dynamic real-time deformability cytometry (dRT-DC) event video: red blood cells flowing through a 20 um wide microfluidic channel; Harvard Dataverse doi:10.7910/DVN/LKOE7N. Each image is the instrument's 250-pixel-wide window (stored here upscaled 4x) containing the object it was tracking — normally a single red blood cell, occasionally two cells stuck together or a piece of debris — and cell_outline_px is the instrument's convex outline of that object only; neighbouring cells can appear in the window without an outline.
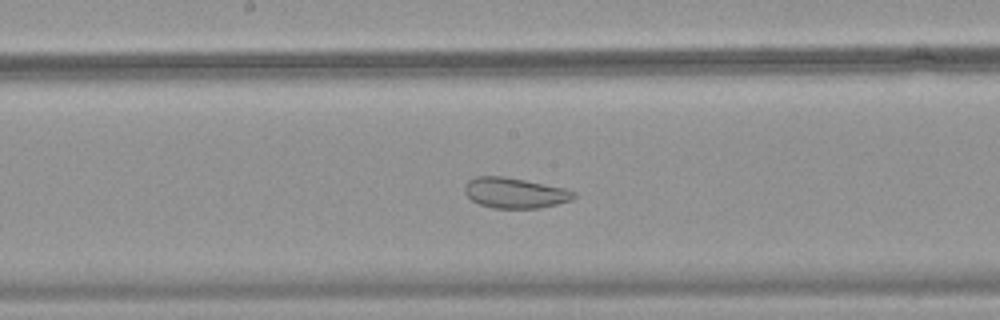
{"species": "common noctule bat (a hibernating species)", "species_latin": "Nyctalus noctula", "temperature_condition": "warm", "stored_images_in_passage": 46, "camera_frame_rate_fps": 3000, "um_per_image_px": 0.085, "animal": {"sex": "female", "body_mass_g": 18.4}, "frame": {"image": 1, "passage_image": 23, "time_ms": 7.333, "image_size_px": [1000, 320], "cell_outline_px": [[576, 196], [572, 200], [540, 208], [492, 208], [480, 204], [472, 200], [464, 192], [464, 184], [468, 180], [476, 176], [504, 176], [568, 188], [576, 192]], "centroid_in_image_um": [43.78, 16.39], "position_along_channel_um": 204.4, "area_um2": 19.59}}
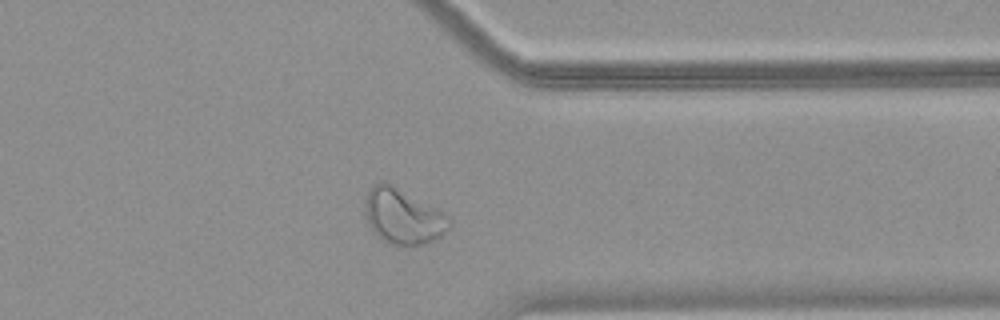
{"frame": {"image": 2, "passage_image": 36, "time_ms": 11.667, "image_size_px": [1000, 320], "cell_outline_px": [[452, 224], [440, 236], [432, 240], [420, 244], [388, 244], [380, 240], [368, 224], [364, 216], [364, 200], [368, 192], [380, 180], [384, 180], [392, 184], [444, 212], [452, 220]], "centroid_in_image_um": [34.22, 18.37], "position_along_channel_um": 377.2, "area_um2": 27.17}}
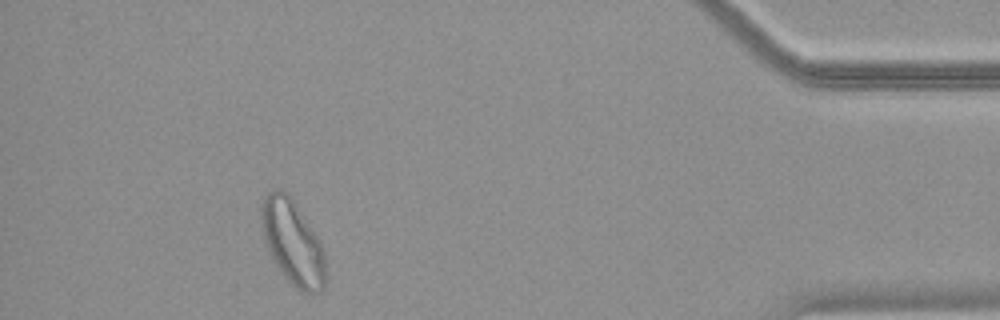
{"frame": {"image": 3, "passage_image": 42, "time_ms": 13.667, "image_size_px": [1000, 320], "cell_outline_px": [[324, 288], [320, 292], [304, 296], [288, 280], [276, 264], [268, 248], [264, 236], [260, 220], [260, 204], [264, 196], [268, 192], [276, 188], [280, 188], [292, 200], [320, 240], [324, 248]], "centroid_in_image_um": [24.87, 20.63], "position_along_channel_um": 410.3, "area_um2": 31.44}}